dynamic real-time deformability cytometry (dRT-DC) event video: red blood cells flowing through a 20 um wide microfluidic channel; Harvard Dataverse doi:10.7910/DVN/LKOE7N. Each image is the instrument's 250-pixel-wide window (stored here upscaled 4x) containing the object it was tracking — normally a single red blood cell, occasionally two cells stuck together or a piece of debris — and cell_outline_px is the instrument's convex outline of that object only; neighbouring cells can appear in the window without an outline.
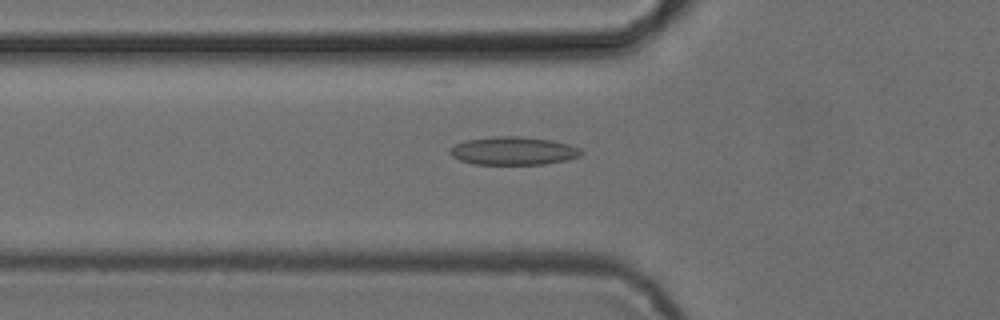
{"species": "common noctule bat (a hibernating species)", "species_latin": "Nyctalus noctula", "temperature_condition": "cold", "stored_images_in_passage": 52, "camera_frame_rate_fps": 3000, "um_per_image_px": 0.085, "animal": {"sex": "female", "body_mass_g": 24.6, "forearm_length_mm": 56.2}, "frame": {"image": 1, "passage_image": 18, "time_ms": 5.667, "image_size_px": [1000, 320], "cell_outline_px": [[584, 152], [580, 156], [564, 160], [544, 164], [472, 164], [460, 160], [452, 156], [448, 152], [448, 148], [464, 140], [492, 136], [520, 136], [552, 140], [568, 144], [580, 148]], "centroid_in_image_um": [43.59, 12.81], "position_along_channel_um": 82.2, "area_um2": 21.68}}
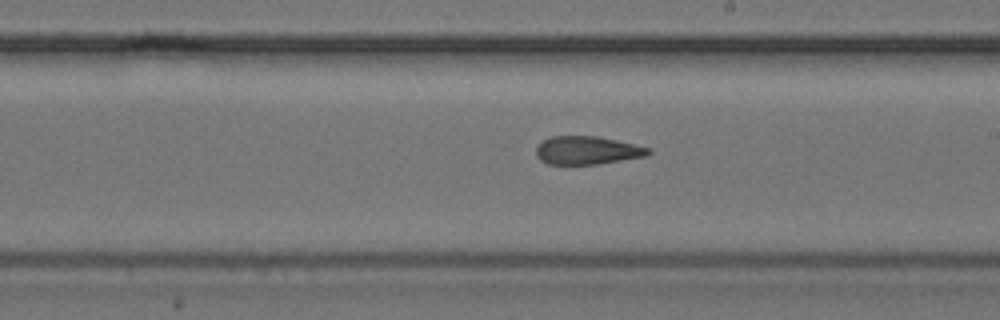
{"frame": {"image": 2, "passage_image": 30, "time_ms": 9.667, "image_size_px": [1000, 320], "cell_outline_px": [[652, 152], [648, 156], [596, 164], [548, 164], [540, 160], [536, 156], [536, 148], [544, 140], [552, 136], [596, 136], [616, 140], [652, 148]], "centroid_in_image_um": [49.94, 12.78], "position_along_channel_um": 239.1, "area_um2": 18.44}}
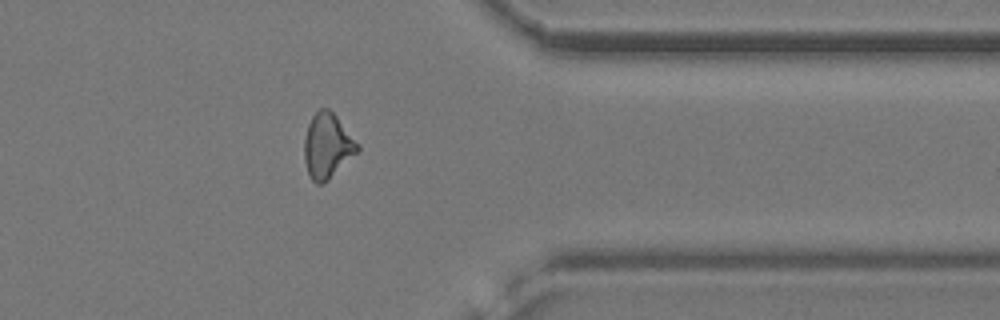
{"frame": {"image": 3, "passage_image": 42, "time_ms": 13.667, "image_size_px": [1000, 320], "cell_outline_px": [[360, 148], [328, 180], [320, 184], [316, 184], [308, 176], [304, 160], [304, 140], [308, 124], [312, 116], [320, 108], [328, 108], [336, 116], [360, 144]], "centroid_in_image_um": [27.8, 12.4], "position_along_channel_um": 383.6, "area_um2": 20.0}, "authors_computed_cell_mechanics": {"area_um2": 19.8832, "velocity_mm_per_s": 3.8929, "shape_relaxation_time_tau1_ms": null, "shape_relaxation_time_tau2_ms": 2.5643, "deformation_change_tau1": null, "deformation_change_tau2": 0.1052}}